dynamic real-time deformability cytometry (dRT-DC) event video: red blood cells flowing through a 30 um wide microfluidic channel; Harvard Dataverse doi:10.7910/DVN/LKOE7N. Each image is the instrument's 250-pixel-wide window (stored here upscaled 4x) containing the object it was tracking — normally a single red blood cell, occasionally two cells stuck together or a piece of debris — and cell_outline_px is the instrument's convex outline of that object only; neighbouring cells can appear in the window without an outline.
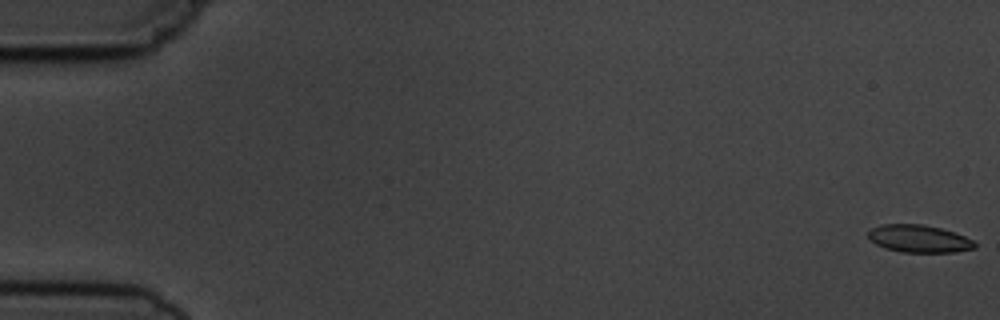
{"species": "common noctule bat (a hibernating species)", "species_latin": "Nyctalus noctula", "temperature_condition": "cold", "stored_images_in_passage": 6, "camera_frame_rate_fps": 3000, "um_per_image_px": 0.085, "animal": {"sex": "male", "body_mass_g": 19.5, "forearm_length_mm": 54.6}, "frame": {"image": 1, "passage_image": 1, "time_ms": 0.0, "image_size_px": [1000, 320], "cell_outline_px": [[976, 248], [956, 252], [900, 252], [884, 248], [876, 244], [868, 236], [868, 232], [872, 228], [880, 224], [924, 224], [956, 232], [972, 240], [976, 244]], "centroid_in_image_um": [78.12, 20.29], "position_along_channel_um": 6.9, "area_um2": 17.17}}